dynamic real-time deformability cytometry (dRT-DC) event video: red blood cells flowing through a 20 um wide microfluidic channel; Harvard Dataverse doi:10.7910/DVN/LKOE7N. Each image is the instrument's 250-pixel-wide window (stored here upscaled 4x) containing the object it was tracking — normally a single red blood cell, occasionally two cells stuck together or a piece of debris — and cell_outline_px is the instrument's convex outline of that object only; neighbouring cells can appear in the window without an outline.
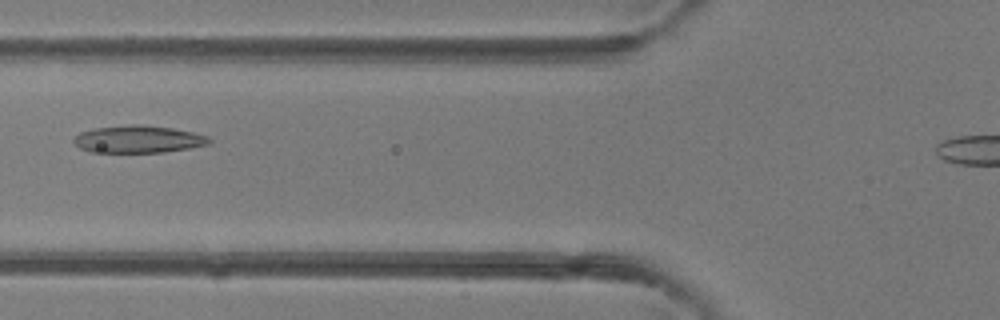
{"species": "common noctule bat (a hibernating species)", "species_latin": "Nyctalus noctula", "temperature_condition": "room temperature", "stored_images_in_passage": 3, "camera_frame_rate_fps": 3000, "um_per_image_px": 0.085, "animal": {"sex": "female"}, "frame": {"image": 1, "passage_image": 2, "time_ms": 1.0, "image_size_px": [1000, 320], "cell_outline_px": [[212, 140], [208, 144], [188, 148], [164, 152], [92, 152], [80, 148], [72, 140], [80, 132], [96, 128], [128, 124], [140, 124], [172, 128], [192, 132], [208, 136]], "centroid_in_image_um": [11.75, 11.83], "position_along_channel_um": 114.1, "area_um2": 21.44}}